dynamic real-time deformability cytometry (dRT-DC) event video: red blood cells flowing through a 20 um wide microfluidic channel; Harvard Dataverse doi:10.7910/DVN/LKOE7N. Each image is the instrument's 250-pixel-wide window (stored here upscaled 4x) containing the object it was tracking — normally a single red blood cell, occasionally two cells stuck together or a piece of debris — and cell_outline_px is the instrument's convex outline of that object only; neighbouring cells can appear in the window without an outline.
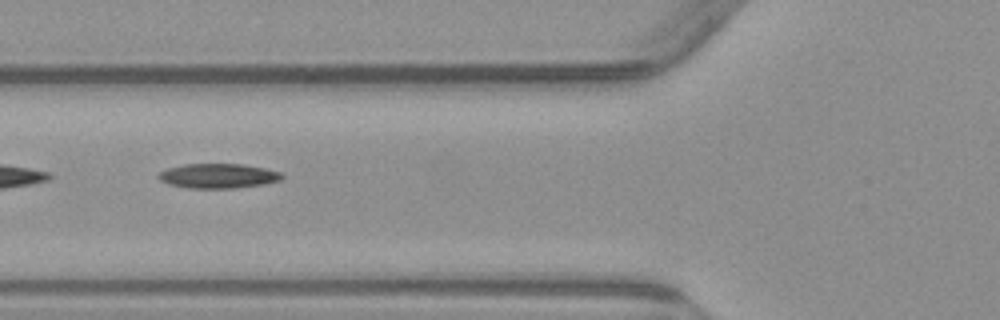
{"species": "common noctule bat (a hibernating species)", "species_latin": "Nyctalus noctula", "temperature_condition": "warm", "stored_images_in_passage": 7, "camera_frame_rate_fps": 3000, "um_per_image_px": 0.085, "animal": {"sex": "male", "body_mass_g": 23.1, "forearm_length_mm": 52.7}, "frame": {"image": 1, "passage_image": 5, "time_ms": 4.667, "image_size_px": [1000, 320], "cell_outline_px": [[284, 176], [280, 180], [264, 184], [236, 188], [188, 188], [168, 184], [160, 180], [156, 176], [160, 172], [168, 168], [184, 164], [244, 164], [264, 168], [280, 172]], "centroid_in_image_um": [18.53, 14.95], "position_along_channel_um": 107.3, "area_um2": 17.74}}
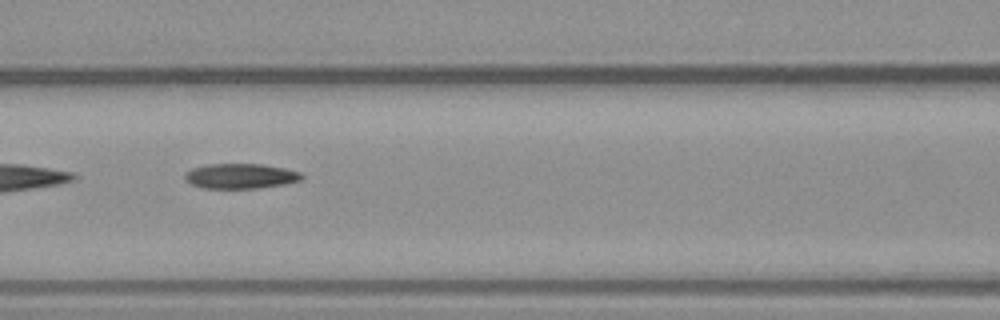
{"frame": {"image": 2, "passage_image": 6, "time_ms": 5.667, "image_size_px": [1000, 320], "cell_outline_px": [[304, 176], [300, 180], [284, 184], [256, 188], [200, 188], [192, 184], [184, 176], [192, 168], [208, 164], [260, 164], [284, 168], [300, 172]], "centroid_in_image_um": [20.46, 14.96], "position_along_channel_um": 146.1, "area_um2": 16.82}}
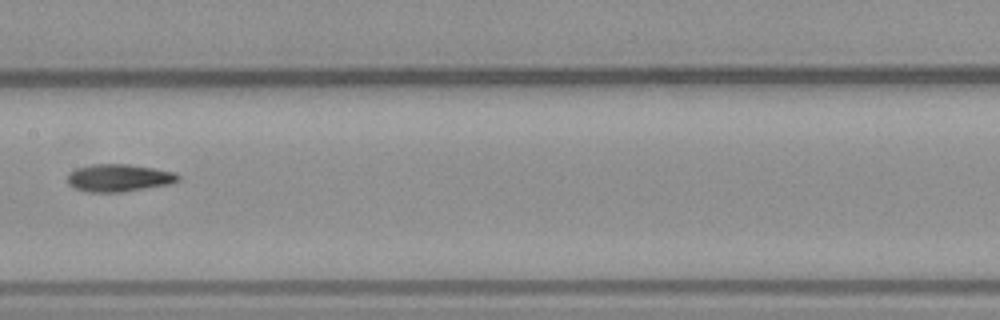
{"frame": {"image": 3, "passage_image": 7, "time_ms": 7.0, "image_size_px": [1000, 320], "cell_outline_px": [[180, 180], [168, 184], [120, 192], [88, 192], [72, 188], [68, 184], [68, 176], [76, 168], [92, 164], [128, 164], [176, 172], [180, 176]], "centroid_in_image_um": [10.09, 15.12], "position_along_channel_um": 197.3, "area_um2": 17.63}}